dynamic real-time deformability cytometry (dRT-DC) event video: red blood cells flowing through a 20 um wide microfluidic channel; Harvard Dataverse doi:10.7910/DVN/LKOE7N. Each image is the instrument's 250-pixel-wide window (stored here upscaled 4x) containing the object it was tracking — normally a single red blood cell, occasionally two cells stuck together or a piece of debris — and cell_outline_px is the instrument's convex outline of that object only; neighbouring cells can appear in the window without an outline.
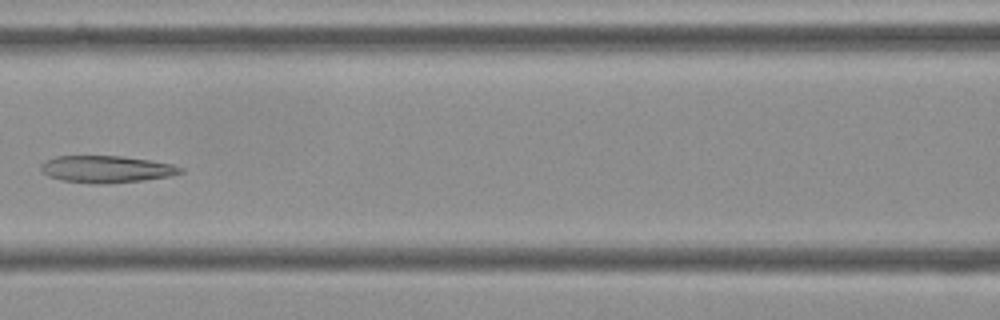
{"species": "Egyptian fruit bat (a non-hibernating species)", "species_latin": "Rousettus aegyptiacus", "temperature_condition": "cold", "stored_images_in_passage": 9, "camera_frame_rate_fps": 3000, "um_per_image_px": 0.085, "frame": {"image": 1, "passage_image": 6, "time_ms": 1.667, "image_size_px": [1000, 320], "cell_outline_px": [[184, 172], [172, 176], [144, 180], [104, 184], [96, 184], [60, 180], [48, 176], [40, 172], [40, 164], [44, 160], [56, 156], [120, 156], [148, 160], [172, 164], [184, 168]], "centroid_in_image_um": [9.02, 14.38], "position_along_channel_um": 157.6, "area_um2": 22.2}}
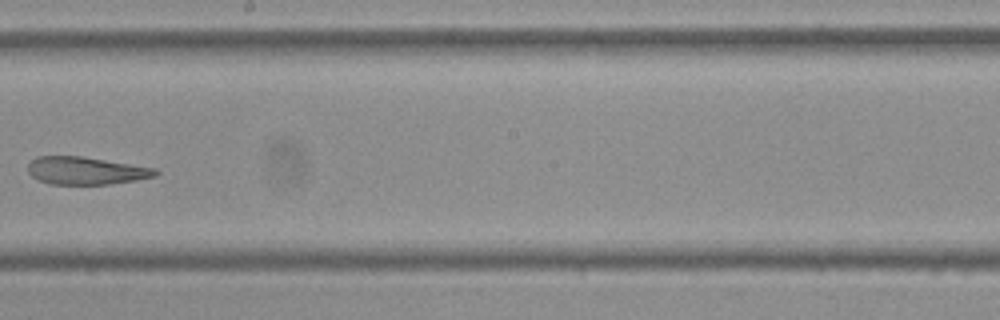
{"frame": {"image": 2, "passage_image": 8, "time_ms": 2.333, "image_size_px": [1000, 320], "cell_outline_px": [[160, 172], [156, 176], [136, 180], [108, 184], [52, 184], [36, 180], [28, 172], [28, 164], [36, 156], [80, 156], [156, 168]], "centroid_in_image_um": [7.29, 14.51], "position_along_channel_um": 240.9, "area_um2": 20.52}}
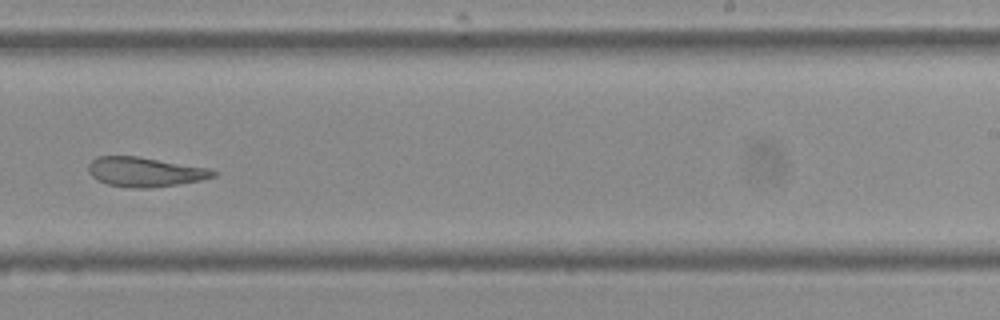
{"frame": {"image": 3, "passage_image": 9, "time_ms": 2.667, "image_size_px": [1000, 320], "cell_outline_px": [[216, 176], [200, 180], [176, 184], [148, 188], [128, 188], [108, 184], [96, 180], [88, 172], [88, 164], [96, 156], [136, 156], [212, 168], [216, 172]], "centroid_in_image_um": [12.3, 14.61], "position_along_channel_um": 276.7, "area_um2": 21.56}}